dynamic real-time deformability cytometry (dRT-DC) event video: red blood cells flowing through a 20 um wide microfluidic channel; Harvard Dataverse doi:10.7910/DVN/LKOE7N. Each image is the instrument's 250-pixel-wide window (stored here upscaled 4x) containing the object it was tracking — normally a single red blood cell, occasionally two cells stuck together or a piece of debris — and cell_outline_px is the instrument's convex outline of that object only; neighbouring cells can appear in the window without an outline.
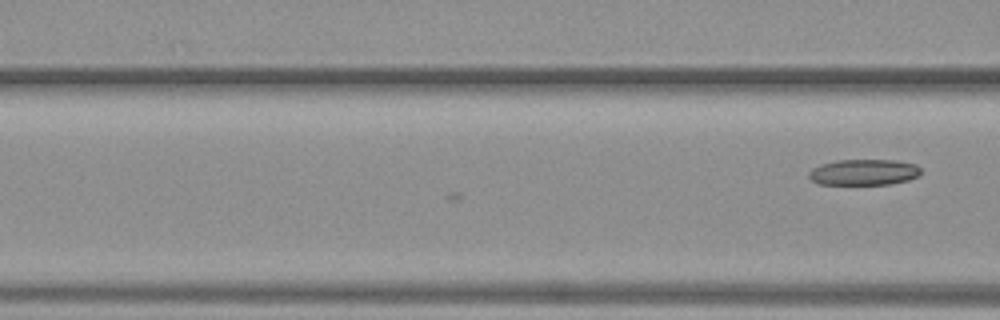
{"species": "common noctule bat (a hibernating species)", "species_latin": "Nyctalus noctula", "temperature_condition": "warm", "stored_images_in_passage": 6, "camera_frame_rate_fps": 3000, "um_per_image_px": 0.085, "animal": {"sex": "female", "body_mass_g": 19.3, "forearm_length_mm": 54.1}, "frame": {"image": 1, "passage_image": 6, "time_ms": 1.667, "image_size_px": [1000, 320], "cell_outline_px": [[920, 172], [916, 176], [908, 180], [888, 184], [816, 184], [808, 176], [808, 172], [812, 168], [820, 164], [836, 160], [896, 160], [916, 164], [920, 168]], "centroid_in_image_um": [73.38, 14.63], "position_along_channel_um": 93.2, "area_um2": 16.94}}